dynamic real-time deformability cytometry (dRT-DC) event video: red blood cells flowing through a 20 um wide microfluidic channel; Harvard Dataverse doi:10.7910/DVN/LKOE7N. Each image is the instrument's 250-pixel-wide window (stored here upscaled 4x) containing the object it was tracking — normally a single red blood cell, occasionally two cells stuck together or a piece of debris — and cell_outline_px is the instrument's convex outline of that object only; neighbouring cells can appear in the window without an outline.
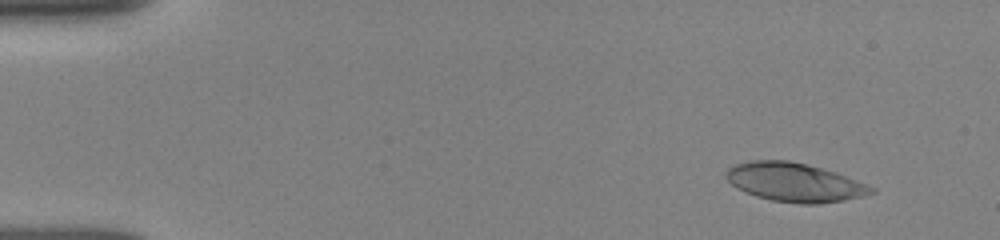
{"species": "human", "species_latin": "Homo sapiens", "temperature_condition": "room temperature", "stored_images_in_passage": 37, "camera_frame_rate_fps": 3000, "um_per_image_px": 0.085, "donor": {"sex": "female"}, "frame": {"image": 1, "passage_image": 5, "time_ms": 1.333, "image_size_px": [1000, 240], "cell_outline_px": [[876, 192], [864, 196], [844, 200], [816, 204], [800, 204], [772, 200], [756, 196], [736, 188], [724, 176], [724, 172], [728, 168], [736, 164], [748, 160], [788, 160], [808, 164], [836, 172], [868, 184], [876, 188]], "centroid_in_image_um": [67.55, 15.49], "position_along_channel_um": 17.5, "area_um2": 33.06}}
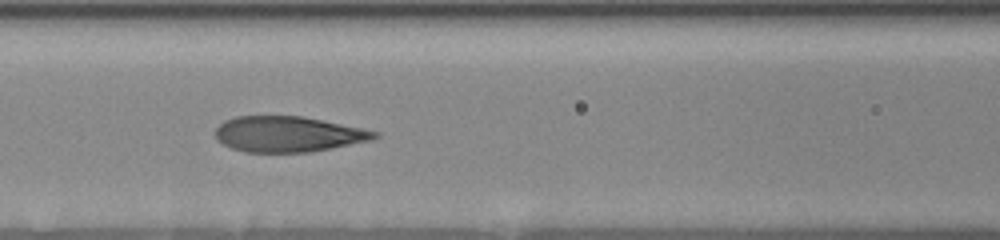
{"frame": {"image": 2, "passage_image": 23, "time_ms": 7.333, "image_size_px": [1000, 240], "cell_outline_px": [[380, 136], [368, 140], [332, 148], [308, 152], [248, 152], [232, 148], [216, 140], [212, 132], [224, 120], [236, 116], [300, 116], [380, 132]], "centroid_in_image_um": [24.41, 11.4], "position_along_channel_um": 142.2, "area_um2": 32.77}}
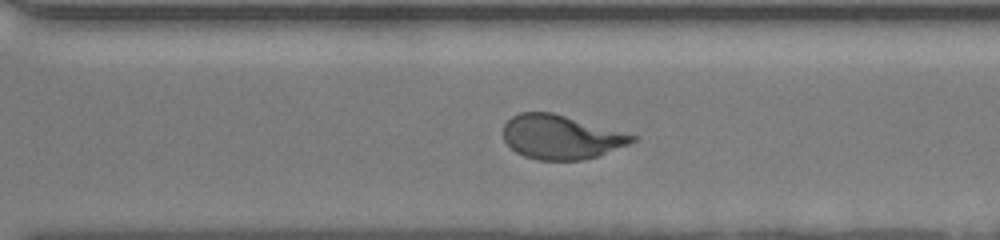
{"frame": {"image": 3, "passage_image": 37, "time_ms": 12.0, "image_size_px": [1000, 240], "cell_outline_px": [[640, 136], [636, 140], [628, 144], [596, 156], [580, 160], [536, 160], [524, 156], [516, 152], [504, 140], [504, 124], [512, 116], [520, 112], [552, 112]], "centroid_in_image_um": [47.68, 11.64], "position_along_channel_um": 322.9, "area_um2": 33.0}}